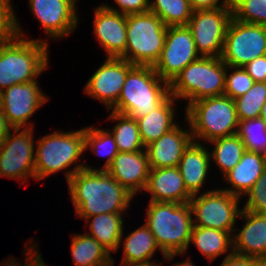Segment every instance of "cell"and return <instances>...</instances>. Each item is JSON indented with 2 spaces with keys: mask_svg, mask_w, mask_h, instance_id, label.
Here are the masks:
<instances>
[{
  "mask_svg": "<svg viewBox=\"0 0 266 266\" xmlns=\"http://www.w3.org/2000/svg\"><path fill=\"white\" fill-rule=\"evenodd\" d=\"M199 57L188 26H168L164 47L154 70L170 84L188 64Z\"/></svg>",
  "mask_w": 266,
  "mask_h": 266,
  "instance_id": "13",
  "label": "cell"
},
{
  "mask_svg": "<svg viewBox=\"0 0 266 266\" xmlns=\"http://www.w3.org/2000/svg\"><path fill=\"white\" fill-rule=\"evenodd\" d=\"M266 55V26L231 18L226 30L222 61L231 67H243Z\"/></svg>",
  "mask_w": 266,
  "mask_h": 266,
  "instance_id": "10",
  "label": "cell"
},
{
  "mask_svg": "<svg viewBox=\"0 0 266 266\" xmlns=\"http://www.w3.org/2000/svg\"><path fill=\"white\" fill-rule=\"evenodd\" d=\"M122 244H124V251L121 265L150 263L155 251H161L156 243L154 235L145 223L128 234Z\"/></svg>",
  "mask_w": 266,
  "mask_h": 266,
  "instance_id": "26",
  "label": "cell"
},
{
  "mask_svg": "<svg viewBox=\"0 0 266 266\" xmlns=\"http://www.w3.org/2000/svg\"><path fill=\"white\" fill-rule=\"evenodd\" d=\"M109 120L117 121L114 125L112 135L114 137L118 152H136L145 150L140 134L137 120L128 115L112 111Z\"/></svg>",
  "mask_w": 266,
  "mask_h": 266,
  "instance_id": "29",
  "label": "cell"
},
{
  "mask_svg": "<svg viewBox=\"0 0 266 266\" xmlns=\"http://www.w3.org/2000/svg\"><path fill=\"white\" fill-rule=\"evenodd\" d=\"M133 66L123 58L107 57L86 83L85 94L104 102L110 111L117 103L128 71Z\"/></svg>",
  "mask_w": 266,
  "mask_h": 266,
  "instance_id": "15",
  "label": "cell"
},
{
  "mask_svg": "<svg viewBox=\"0 0 266 266\" xmlns=\"http://www.w3.org/2000/svg\"><path fill=\"white\" fill-rule=\"evenodd\" d=\"M209 143L215 146L210 152V160L215 161L224 176L239 163L246 151L245 145L237 134L217 138Z\"/></svg>",
  "mask_w": 266,
  "mask_h": 266,
  "instance_id": "30",
  "label": "cell"
},
{
  "mask_svg": "<svg viewBox=\"0 0 266 266\" xmlns=\"http://www.w3.org/2000/svg\"><path fill=\"white\" fill-rule=\"evenodd\" d=\"M265 167V155L246 150L239 163L224 176L231 188L222 190L240 198L253 187Z\"/></svg>",
  "mask_w": 266,
  "mask_h": 266,
  "instance_id": "23",
  "label": "cell"
},
{
  "mask_svg": "<svg viewBox=\"0 0 266 266\" xmlns=\"http://www.w3.org/2000/svg\"><path fill=\"white\" fill-rule=\"evenodd\" d=\"M190 257H188V259H186V261L181 262V263H175L172 266H195L191 260H189Z\"/></svg>",
  "mask_w": 266,
  "mask_h": 266,
  "instance_id": "46",
  "label": "cell"
},
{
  "mask_svg": "<svg viewBox=\"0 0 266 266\" xmlns=\"http://www.w3.org/2000/svg\"><path fill=\"white\" fill-rule=\"evenodd\" d=\"M232 7L195 10L187 26L202 57H221Z\"/></svg>",
  "mask_w": 266,
  "mask_h": 266,
  "instance_id": "11",
  "label": "cell"
},
{
  "mask_svg": "<svg viewBox=\"0 0 266 266\" xmlns=\"http://www.w3.org/2000/svg\"><path fill=\"white\" fill-rule=\"evenodd\" d=\"M118 7L103 4V6L111 11L119 12L124 15L145 13L149 11L150 0H114Z\"/></svg>",
  "mask_w": 266,
  "mask_h": 266,
  "instance_id": "39",
  "label": "cell"
},
{
  "mask_svg": "<svg viewBox=\"0 0 266 266\" xmlns=\"http://www.w3.org/2000/svg\"><path fill=\"white\" fill-rule=\"evenodd\" d=\"M94 35L106 57L121 58L127 44L126 15L98 6L94 12Z\"/></svg>",
  "mask_w": 266,
  "mask_h": 266,
  "instance_id": "17",
  "label": "cell"
},
{
  "mask_svg": "<svg viewBox=\"0 0 266 266\" xmlns=\"http://www.w3.org/2000/svg\"><path fill=\"white\" fill-rule=\"evenodd\" d=\"M186 120L193 141L197 143L200 140L210 142L235 135L239 125L235 102L226 95L207 97L190 103L186 108Z\"/></svg>",
  "mask_w": 266,
  "mask_h": 266,
  "instance_id": "5",
  "label": "cell"
},
{
  "mask_svg": "<svg viewBox=\"0 0 266 266\" xmlns=\"http://www.w3.org/2000/svg\"><path fill=\"white\" fill-rule=\"evenodd\" d=\"M259 117L266 121V100L262 106V110Z\"/></svg>",
  "mask_w": 266,
  "mask_h": 266,
  "instance_id": "47",
  "label": "cell"
},
{
  "mask_svg": "<svg viewBox=\"0 0 266 266\" xmlns=\"http://www.w3.org/2000/svg\"><path fill=\"white\" fill-rule=\"evenodd\" d=\"M13 130V126L8 122L2 110H0V144Z\"/></svg>",
  "mask_w": 266,
  "mask_h": 266,
  "instance_id": "44",
  "label": "cell"
},
{
  "mask_svg": "<svg viewBox=\"0 0 266 266\" xmlns=\"http://www.w3.org/2000/svg\"><path fill=\"white\" fill-rule=\"evenodd\" d=\"M254 82H266V55L260 56L243 66Z\"/></svg>",
  "mask_w": 266,
  "mask_h": 266,
  "instance_id": "40",
  "label": "cell"
},
{
  "mask_svg": "<svg viewBox=\"0 0 266 266\" xmlns=\"http://www.w3.org/2000/svg\"><path fill=\"white\" fill-rule=\"evenodd\" d=\"M15 29L16 35L0 46V92L12 85L37 81L48 66V41L24 39L16 15Z\"/></svg>",
  "mask_w": 266,
  "mask_h": 266,
  "instance_id": "2",
  "label": "cell"
},
{
  "mask_svg": "<svg viewBox=\"0 0 266 266\" xmlns=\"http://www.w3.org/2000/svg\"><path fill=\"white\" fill-rule=\"evenodd\" d=\"M35 179L62 171L73 165L85 150V128L74 132H53L36 141Z\"/></svg>",
  "mask_w": 266,
  "mask_h": 266,
  "instance_id": "8",
  "label": "cell"
},
{
  "mask_svg": "<svg viewBox=\"0 0 266 266\" xmlns=\"http://www.w3.org/2000/svg\"><path fill=\"white\" fill-rule=\"evenodd\" d=\"M46 101L37 81L12 85L1 92V110L13 128H32L28 120Z\"/></svg>",
  "mask_w": 266,
  "mask_h": 266,
  "instance_id": "14",
  "label": "cell"
},
{
  "mask_svg": "<svg viewBox=\"0 0 266 266\" xmlns=\"http://www.w3.org/2000/svg\"><path fill=\"white\" fill-rule=\"evenodd\" d=\"M37 245H31L29 248H27L26 252H24L23 255H27L26 260H24V263L22 264V266H46L45 262L43 261V258L41 257V254H38V251L36 248ZM36 248V249H35ZM35 250V251H34ZM29 254V255H28ZM26 261V262H25ZM1 266H21L20 264H18V262L16 261V259H12L6 262L4 261V263H1Z\"/></svg>",
  "mask_w": 266,
  "mask_h": 266,
  "instance_id": "42",
  "label": "cell"
},
{
  "mask_svg": "<svg viewBox=\"0 0 266 266\" xmlns=\"http://www.w3.org/2000/svg\"><path fill=\"white\" fill-rule=\"evenodd\" d=\"M121 213H102L85 220L90 222L88 235L95 238L110 253L116 252L121 246L123 237V218Z\"/></svg>",
  "mask_w": 266,
  "mask_h": 266,
  "instance_id": "25",
  "label": "cell"
},
{
  "mask_svg": "<svg viewBox=\"0 0 266 266\" xmlns=\"http://www.w3.org/2000/svg\"><path fill=\"white\" fill-rule=\"evenodd\" d=\"M71 254L75 266H112L111 253L87 233L73 234Z\"/></svg>",
  "mask_w": 266,
  "mask_h": 266,
  "instance_id": "27",
  "label": "cell"
},
{
  "mask_svg": "<svg viewBox=\"0 0 266 266\" xmlns=\"http://www.w3.org/2000/svg\"><path fill=\"white\" fill-rule=\"evenodd\" d=\"M219 1L221 0H189V3L193 11L232 7V0H222V4Z\"/></svg>",
  "mask_w": 266,
  "mask_h": 266,
  "instance_id": "43",
  "label": "cell"
},
{
  "mask_svg": "<svg viewBox=\"0 0 266 266\" xmlns=\"http://www.w3.org/2000/svg\"><path fill=\"white\" fill-rule=\"evenodd\" d=\"M210 152L202 143L192 142L184 151L178 168L185 184V188L191 195L200 192L210 168Z\"/></svg>",
  "mask_w": 266,
  "mask_h": 266,
  "instance_id": "22",
  "label": "cell"
},
{
  "mask_svg": "<svg viewBox=\"0 0 266 266\" xmlns=\"http://www.w3.org/2000/svg\"><path fill=\"white\" fill-rule=\"evenodd\" d=\"M88 147H90L96 155L108 156L101 170H107L114 157L119 153L111 131L96 129L93 126L85 128V150Z\"/></svg>",
  "mask_w": 266,
  "mask_h": 266,
  "instance_id": "34",
  "label": "cell"
},
{
  "mask_svg": "<svg viewBox=\"0 0 266 266\" xmlns=\"http://www.w3.org/2000/svg\"><path fill=\"white\" fill-rule=\"evenodd\" d=\"M178 125L145 147L150 168L178 167L184 151L193 142L191 129L184 131Z\"/></svg>",
  "mask_w": 266,
  "mask_h": 266,
  "instance_id": "19",
  "label": "cell"
},
{
  "mask_svg": "<svg viewBox=\"0 0 266 266\" xmlns=\"http://www.w3.org/2000/svg\"><path fill=\"white\" fill-rule=\"evenodd\" d=\"M144 191L150 193V201L156 202L187 203L192 197L178 167L150 168Z\"/></svg>",
  "mask_w": 266,
  "mask_h": 266,
  "instance_id": "21",
  "label": "cell"
},
{
  "mask_svg": "<svg viewBox=\"0 0 266 266\" xmlns=\"http://www.w3.org/2000/svg\"><path fill=\"white\" fill-rule=\"evenodd\" d=\"M77 0H29L31 11L47 36L61 38L71 34L78 24Z\"/></svg>",
  "mask_w": 266,
  "mask_h": 266,
  "instance_id": "16",
  "label": "cell"
},
{
  "mask_svg": "<svg viewBox=\"0 0 266 266\" xmlns=\"http://www.w3.org/2000/svg\"><path fill=\"white\" fill-rule=\"evenodd\" d=\"M237 135L247 151L266 156V121L261 117L239 121Z\"/></svg>",
  "mask_w": 266,
  "mask_h": 266,
  "instance_id": "32",
  "label": "cell"
},
{
  "mask_svg": "<svg viewBox=\"0 0 266 266\" xmlns=\"http://www.w3.org/2000/svg\"><path fill=\"white\" fill-rule=\"evenodd\" d=\"M245 225L233 237V253L266 261V214L241 211Z\"/></svg>",
  "mask_w": 266,
  "mask_h": 266,
  "instance_id": "20",
  "label": "cell"
},
{
  "mask_svg": "<svg viewBox=\"0 0 266 266\" xmlns=\"http://www.w3.org/2000/svg\"><path fill=\"white\" fill-rule=\"evenodd\" d=\"M11 0H0V46L16 35L15 13Z\"/></svg>",
  "mask_w": 266,
  "mask_h": 266,
  "instance_id": "38",
  "label": "cell"
},
{
  "mask_svg": "<svg viewBox=\"0 0 266 266\" xmlns=\"http://www.w3.org/2000/svg\"><path fill=\"white\" fill-rule=\"evenodd\" d=\"M247 203L243 210L258 214H266V167L260 178L253 187L246 193Z\"/></svg>",
  "mask_w": 266,
  "mask_h": 266,
  "instance_id": "37",
  "label": "cell"
},
{
  "mask_svg": "<svg viewBox=\"0 0 266 266\" xmlns=\"http://www.w3.org/2000/svg\"><path fill=\"white\" fill-rule=\"evenodd\" d=\"M169 95V83L159 77L154 67L134 65L111 109L137 120L156 109Z\"/></svg>",
  "mask_w": 266,
  "mask_h": 266,
  "instance_id": "4",
  "label": "cell"
},
{
  "mask_svg": "<svg viewBox=\"0 0 266 266\" xmlns=\"http://www.w3.org/2000/svg\"><path fill=\"white\" fill-rule=\"evenodd\" d=\"M266 261L235 254L230 252L226 255L220 266H265Z\"/></svg>",
  "mask_w": 266,
  "mask_h": 266,
  "instance_id": "41",
  "label": "cell"
},
{
  "mask_svg": "<svg viewBox=\"0 0 266 266\" xmlns=\"http://www.w3.org/2000/svg\"><path fill=\"white\" fill-rule=\"evenodd\" d=\"M234 19L266 26V0H232Z\"/></svg>",
  "mask_w": 266,
  "mask_h": 266,
  "instance_id": "35",
  "label": "cell"
},
{
  "mask_svg": "<svg viewBox=\"0 0 266 266\" xmlns=\"http://www.w3.org/2000/svg\"><path fill=\"white\" fill-rule=\"evenodd\" d=\"M240 198L224 191L215 189L205 193L192 195L189 204L194 226L213 228L221 231H229L231 234L237 230L234 228L236 218L242 209H239Z\"/></svg>",
  "mask_w": 266,
  "mask_h": 266,
  "instance_id": "9",
  "label": "cell"
},
{
  "mask_svg": "<svg viewBox=\"0 0 266 266\" xmlns=\"http://www.w3.org/2000/svg\"><path fill=\"white\" fill-rule=\"evenodd\" d=\"M266 100V82H254L242 96L234 99L239 121L258 118Z\"/></svg>",
  "mask_w": 266,
  "mask_h": 266,
  "instance_id": "33",
  "label": "cell"
},
{
  "mask_svg": "<svg viewBox=\"0 0 266 266\" xmlns=\"http://www.w3.org/2000/svg\"><path fill=\"white\" fill-rule=\"evenodd\" d=\"M106 171L135 196L147 185L150 171L147 152H119Z\"/></svg>",
  "mask_w": 266,
  "mask_h": 266,
  "instance_id": "18",
  "label": "cell"
},
{
  "mask_svg": "<svg viewBox=\"0 0 266 266\" xmlns=\"http://www.w3.org/2000/svg\"><path fill=\"white\" fill-rule=\"evenodd\" d=\"M127 44L121 57L133 65L152 66L159 60L168 26L151 11L126 15Z\"/></svg>",
  "mask_w": 266,
  "mask_h": 266,
  "instance_id": "7",
  "label": "cell"
},
{
  "mask_svg": "<svg viewBox=\"0 0 266 266\" xmlns=\"http://www.w3.org/2000/svg\"><path fill=\"white\" fill-rule=\"evenodd\" d=\"M33 127L14 128L0 144V176L12 179L35 178Z\"/></svg>",
  "mask_w": 266,
  "mask_h": 266,
  "instance_id": "12",
  "label": "cell"
},
{
  "mask_svg": "<svg viewBox=\"0 0 266 266\" xmlns=\"http://www.w3.org/2000/svg\"><path fill=\"white\" fill-rule=\"evenodd\" d=\"M122 266H158V263H152V261L150 263H138V264H122Z\"/></svg>",
  "mask_w": 266,
  "mask_h": 266,
  "instance_id": "45",
  "label": "cell"
},
{
  "mask_svg": "<svg viewBox=\"0 0 266 266\" xmlns=\"http://www.w3.org/2000/svg\"><path fill=\"white\" fill-rule=\"evenodd\" d=\"M227 65L221 57H202L188 64L169 84L170 95L194 101L224 95Z\"/></svg>",
  "mask_w": 266,
  "mask_h": 266,
  "instance_id": "6",
  "label": "cell"
},
{
  "mask_svg": "<svg viewBox=\"0 0 266 266\" xmlns=\"http://www.w3.org/2000/svg\"><path fill=\"white\" fill-rule=\"evenodd\" d=\"M71 170L65 175L76 216L86 219L127 210L134 196L106 170L93 169L82 163Z\"/></svg>",
  "mask_w": 266,
  "mask_h": 266,
  "instance_id": "1",
  "label": "cell"
},
{
  "mask_svg": "<svg viewBox=\"0 0 266 266\" xmlns=\"http://www.w3.org/2000/svg\"><path fill=\"white\" fill-rule=\"evenodd\" d=\"M0 110H1V92H0Z\"/></svg>",
  "mask_w": 266,
  "mask_h": 266,
  "instance_id": "48",
  "label": "cell"
},
{
  "mask_svg": "<svg viewBox=\"0 0 266 266\" xmlns=\"http://www.w3.org/2000/svg\"><path fill=\"white\" fill-rule=\"evenodd\" d=\"M232 236L229 231L193 226L190 243L193 242L207 260L213 261L229 249L233 251Z\"/></svg>",
  "mask_w": 266,
  "mask_h": 266,
  "instance_id": "28",
  "label": "cell"
},
{
  "mask_svg": "<svg viewBox=\"0 0 266 266\" xmlns=\"http://www.w3.org/2000/svg\"><path fill=\"white\" fill-rule=\"evenodd\" d=\"M175 99L169 95L156 109L137 119L140 138L145 147L177 125L173 121Z\"/></svg>",
  "mask_w": 266,
  "mask_h": 266,
  "instance_id": "24",
  "label": "cell"
},
{
  "mask_svg": "<svg viewBox=\"0 0 266 266\" xmlns=\"http://www.w3.org/2000/svg\"><path fill=\"white\" fill-rule=\"evenodd\" d=\"M189 202L150 201L146 226L155 237L165 259H174L188 250L194 226Z\"/></svg>",
  "mask_w": 266,
  "mask_h": 266,
  "instance_id": "3",
  "label": "cell"
},
{
  "mask_svg": "<svg viewBox=\"0 0 266 266\" xmlns=\"http://www.w3.org/2000/svg\"><path fill=\"white\" fill-rule=\"evenodd\" d=\"M230 69H234V71L229 74L228 72ZM253 84V78L244 70L243 67L227 66L224 95L234 100L244 95Z\"/></svg>",
  "mask_w": 266,
  "mask_h": 266,
  "instance_id": "36",
  "label": "cell"
},
{
  "mask_svg": "<svg viewBox=\"0 0 266 266\" xmlns=\"http://www.w3.org/2000/svg\"><path fill=\"white\" fill-rule=\"evenodd\" d=\"M149 11L166 26L187 25L193 13L189 0H152L149 1Z\"/></svg>",
  "mask_w": 266,
  "mask_h": 266,
  "instance_id": "31",
  "label": "cell"
}]
</instances>
